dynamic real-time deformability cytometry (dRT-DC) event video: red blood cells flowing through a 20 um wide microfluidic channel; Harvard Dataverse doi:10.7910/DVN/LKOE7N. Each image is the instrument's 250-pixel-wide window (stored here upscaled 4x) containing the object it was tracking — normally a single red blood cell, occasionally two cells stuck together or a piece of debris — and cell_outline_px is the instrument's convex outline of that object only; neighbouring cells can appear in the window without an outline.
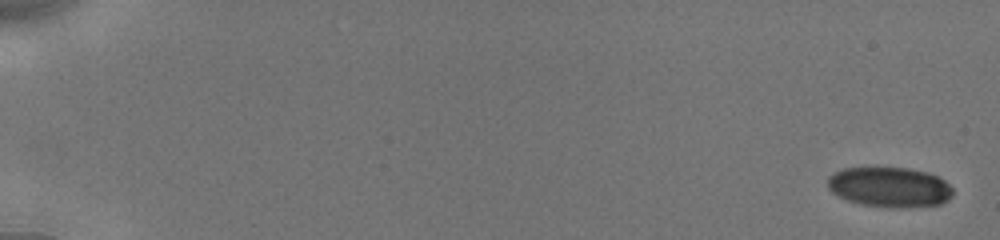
{"species": "human", "species_latin": "Homo sapiens", "temperature_condition": "cold", "stored_images_in_passage": 21, "camera_frame_rate_fps": 3000, "um_per_image_px": 0.085, "donor": {"sex": "male"}, "frame": {"image": 1, "passage_image": 1, "time_ms": 0.0, "image_size_px": [1000, 240], "cell_outline_px": [[952, 196], [948, 200], [940, 204], [908, 208], [888, 208], [860, 204], [848, 200], [832, 192], [828, 188], [828, 176], [844, 168], [876, 164], [908, 168], [928, 172], [944, 180], [952, 188]], "centroid_in_image_um": [75.6, 15.87], "position_along_channel_um": 9.4, "area_um2": 30.23}}
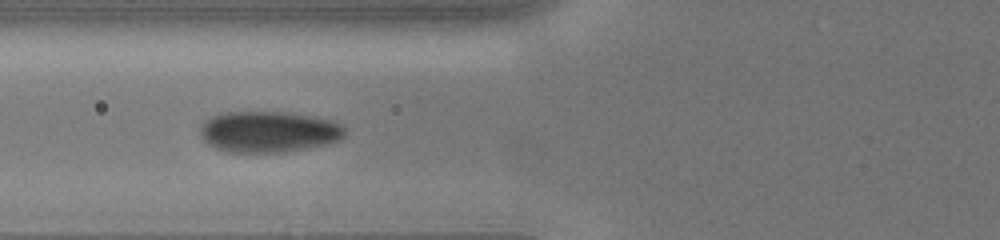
{"frame": {"image": 2, "passage_image": 18, "time_ms": 7.333, "image_size_px": [1000, 240], "cell_outline_px": [[344, 136], [340, 140], [308, 148], [284, 152], [228, 152], [216, 148], [208, 144], [200, 136], [200, 124], [204, 120], [220, 112], [288, 112], [312, 116], [332, 120], [340, 124], [344, 128]], "centroid_in_image_um": [22.79, 11.19], "position_along_channel_um": 103.0, "area_um2": 34.85}}
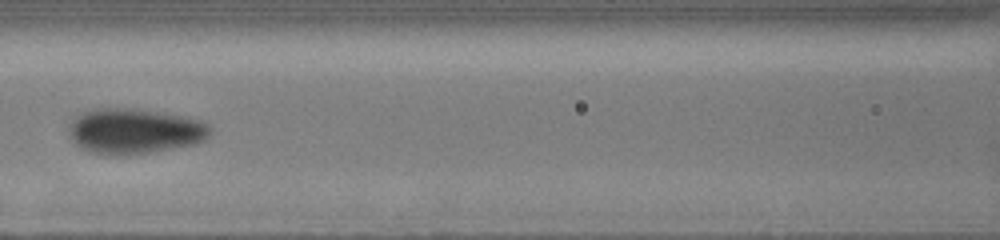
{"frame": {"image": 3, "passage_image": 21, "time_ms": 8.667, "image_size_px": [1000, 240], "cell_outline_px": [[212, 132], [204, 140], [196, 144], [152, 152], [116, 156], [108, 156], [92, 152], [80, 148], [72, 140], [68, 128], [72, 120], [80, 112], [96, 108], [132, 108], [188, 116], [200, 120], [208, 124], [212, 128]], "centroid_in_image_um": [11.44, 11.14], "position_along_channel_um": 155.2, "area_um2": 37.86}}